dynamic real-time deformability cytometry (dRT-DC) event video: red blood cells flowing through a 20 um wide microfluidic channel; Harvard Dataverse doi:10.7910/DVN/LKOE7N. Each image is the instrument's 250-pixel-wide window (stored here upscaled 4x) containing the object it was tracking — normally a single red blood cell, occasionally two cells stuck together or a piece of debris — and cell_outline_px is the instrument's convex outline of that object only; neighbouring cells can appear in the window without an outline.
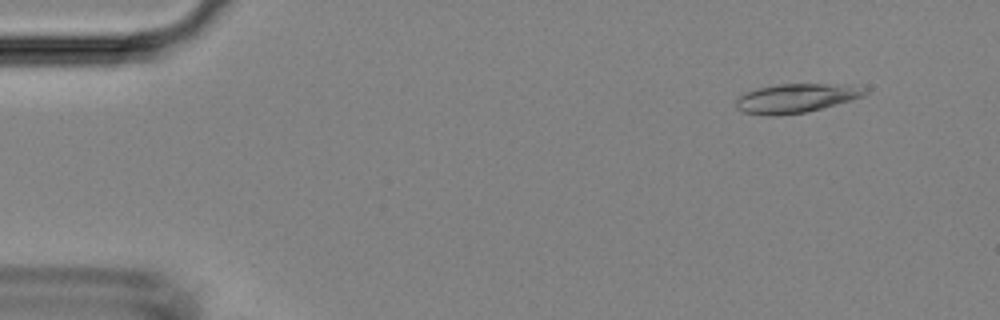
{"species": "Egyptian fruit bat (a non-hibernating species)", "species_latin": "Rousettus aegyptiacus", "temperature_condition": "room temperature", "stored_images_in_passage": 5, "camera_frame_rate_fps": 3000, "um_per_image_px": 0.085, "animal": {"sex": "female"}, "frame": {"image": 1, "passage_image": 2, "time_ms": 1.333, "image_size_px": [1000, 320], "cell_outline_px": [[868, 92], [864, 96], [852, 100], [804, 112], [776, 116], [772, 116], [744, 112], [736, 108], [736, 100], [744, 92], [756, 88], [776, 84], [848, 84], [864, 88]], "centroid_in_image_um": [67.65, 8.33], "position_along_channel_um": 17.3, "area_um2": 21.79}}
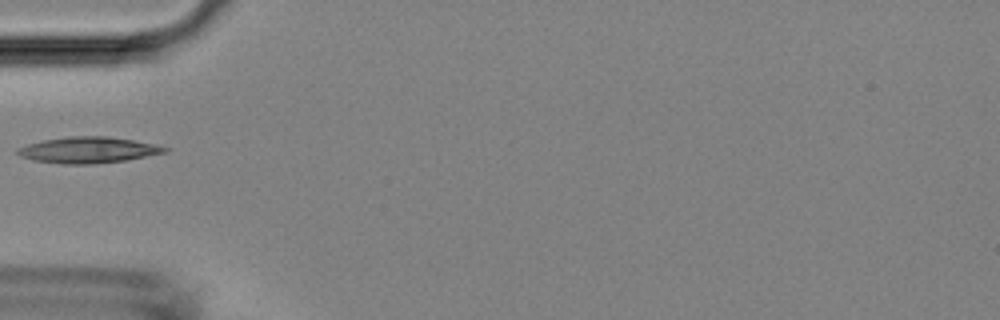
{"frame": {"image": 2, "passage_image": 5, "time_ms": 5.333, "image_size_px": [1000, 320], "cell_outline_px": [[172, 148], [168, 152], [128, 160], [92, 164], [60, 164], [32, 160], [20, 156], [16, 152], [16, 148], [28, 144], [44, 140], [68, 136], [108, 136], [156, 144]], "centroid_in_image_um": [7.53, 12.75], "position_along_channel_um": 77.5, "area_um2": 22.66}}